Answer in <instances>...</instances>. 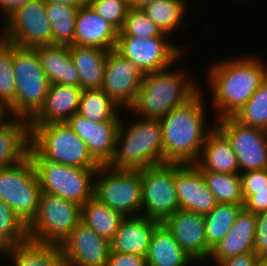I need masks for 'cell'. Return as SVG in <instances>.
<instances>
[{"mask_svg":"<svg viewBox=\"0 0 267 266\" xmlns=\"http://www.w3.org/2000/svg\"><path fill=\"white\" fill-rule=\"evenodd\" d=\"M261 60L244 55L212 64L208 86L218 114L216 119L233 117L266 80L267 66Z\"/></svg>","mask_w":267,"mask_h":266,"instance_id":"cell-1","label":"cell"},{"mask_svg":"<svg viewBox=\"0 0 267 266\" xmlns=\"http://www.w3.org/2000/svg\"><path fill=\"white\" fill-rule=\"evenodd\" d=\"M200 90L192 99L180 107L173 108L161 117L163 164L195 163L201 153L208 134L204 99ZM206 119V120H205Z\"/></svg>","mask_w":267,"mask_h":266,"instance_id":"cell-2","label":"cell"},{"mask_svg":"<svg viewBox=\"0 0 267 266\" xmlns=\"http://www.w3.org/2000/svg\"><path fill=\"white\" fill-rule=\"evenodd\" d=\"M168 68L144 74L128 111L143 116L141 119H160L173 108L187 103L200 91L194 79L186 77L185 72L169 71Z\"/></svg>","mask_w":267,"mask_h":266,"instance_id":"cell-3","label":"cell"},{"mask_svg":"<svg viewBox=\"0 0 267 266\" xmlns=\"http://www.w3.org/2000/svg\"><path fill=\"white\" fill-rule=\"evenodd\" d=\"M121 119L115 151L107 166L120 170H143L163 164V143L159 119L144 118L126 126Z\"/></svg>","mask_w":267,"mask_h":266,"instance_id":"cell-4","label":"cell"},{"mask_svg":"<svg viewBox=\"0 0 267 266\" xmlns=\"http://www.w3.org/2000/svg\"><path fill=\"white\" fill-rule=\"evenodd\" d=\"M42 192L84 205L94 196V179L98 169L62 165L42 156L31 144L29 153Z\"/></svg>","mask_w":267,"mask_h":266,"instance_id":"cell-5","label":"cell"},{"mask_svg":"<svg viewBox=\"0 0 267 266\" xmlns=\"http://www.w3.org/2000/svg\"><path fill=\"white\" fill-rule=\"evenodd\" d=\"M29 127L30 144L45 158L82 169L101 166L89 153L86 143L66 122Z\"/></svg>","mask_w":267,"mask_h":266,"instance_id":"cell-6","label":"cell"},{"mask_svg":"<svg viewBox=\"0 0 267 266\" xmlns=\"http://www.w3.org/2000/svg\"><path fill=\"white\" fill-rule=\"evenodd\" d=\"M13 70L16 80L14 117L30 120L42 107L50 82L35 48L14 44Z\"/></svg>","mask_w":267,"mask_h":266,"instance_id":"cell-7","label":"cell"},{"mask_svg":"<svg viewBox=\"0 0 267 266\" xmlns=\"http://www.w3.org/2000/svg\"><path fill=\"white\" fill-rule=\"evenodd\" d=\"M81 205L41 192L34 221L27 228L28 240L60 246L81 221Z\"/></svg>","mask_w":267,"mask_h":266,"instance_id":"cell-8","label":"cell"},{"mask_svg":"<svg viewBox=\"0 0 267 266\" xmlns=\"http://www.w3.org/2000/svg\"><path fill=\"white\" fill-rule=\"evenodd\" d=\"M41 192L29 156L17 165L0 169V200L14 210L15 217L26 229L34 221Z\"/></svg>","mask_w":267,"mask_h":266,"instance_id":"cell-9","label":"cell"},{"mask_svg":"<svg viewBox=\"0 0 267 266\" xmlns=\"http://www.w3.org/2000/svg\"><path fill=\"white\" fill-rule=\"evenodd\" d=\"M94 197L125 217L141 215V170L101 165L94 178Z\"/></svg>","mask_w":267,"mask_h":266,"instance_id":"cell-10","label":"cell"},{"mask_svg":"<svg viewBox=\"0 0 267 266\" xmlns=\"http://www.w3.org/2000/svg\"><path fill=\"white\" fill-rule=\"evenodd\" d=\"M4 24L2 38L10 43L25 48L52 45L51 24L42 0H31L18 7Z\"/></svg>","mask_w":267,"mask_h":266,"instance_id":"cell-11","label":"cell"},{"mask_svg":"<svg viewBox=\"0 0 267 266\" xmlns=\"http://www.w3.org/2000/svg\"><path fill=\"white\" fill-rule=\"evenodd\" d=\"M141 183L142 216L162 222L179 210L175 186V163H164L141 170Z\"/></svg>","mask_w":267,"mask_h":266,"instance_id":"cell-12","label":"cell"},{"mask_svg":"<svg viewBox=\"0 0 267 266\" xmlns=\"http://www.w3.org/2000/svg\"><path fill=\"white\" fill-rule=\"evenodd\" d=\"M115 51L130 60L143 74L170 67L184 56L181 46L166 37H118Z\"/></svg>","mask_w":267,"mask_h":266,"instance_id":"cell-13","label":"cell"},{"mask_svg":"<svg viewBox=\"0 0 267 266\" xmlns=\"http://www.w3.org/2000/svg\"><path fill=\"white\" fill-rule=\"evenodd\" d=\"M215 126L231 142L239 174L267 168V131L245 126L233 117L218 119Z\"/></svg>","mask_w":267,"mask_h":266,"instance_id":"cell-14","label":"cell"},{"mask_svg":"<svg viewBox=\"0 0 267 266\" xmlns=\"http://www.w3.org/2000/svg\"><path fill=\"white\" fill-rule=\"evenodd\" d=\"M144 74L128 59L115 50L109 51L104 70L103 90L120 108L134 103Z\"/></svg>","mask_w":267,"mask_h":266,"instance_id":"cell-15","label":"cell"},{"mask_svg":"<svg viewBox=\"0 0 267 266\" xmlns=\"http://www.w3.org/2000/svg\"><path fill=\"white\" fill-rule=\"evenodd\" d=\"M66 266H107L110 242L80 221L59 246Z\"/></svg>","mask_w":267,"mask_h":266,"instance_id":"cell-16","label":"cell"},{"mask_svg":"<svg viewBox=\"0 0 267 266\" xmlns=\"http://www.w3.org/2000/svg\"><path fill=\"white\" fill-rule=\"evenodd\" d=\"M120 116L118 113L112 120L92 122L76 113L66 123L86 143L92 157L107 165L114 155Z\"/></svg>","mask_w":267,"mask_h":266,"instance_id":"cell-17","label":"cell"},{"mask_svg":"<svg viewBox=\"0 0 267 266\" xmlns=\"http://www.w3.org/2000/svg\"><path fill=\"white\" fill-rule=\"evenodd\" d=\"M175 186L179 209L205 215L217 205L200 169L194 163H175Z\"/></svg>","mask_w":267,"mask_h":266,"instance_id":"cell-18","label":"cell"},{"mask_svg":"<svg viewBox=\"0 0 267 266\" xmlns=\"http://www.w3.org/2000/svg\"><path fill=\"white\" fill-rule=\"evenodd\" d=\"M175 241L196 262L205 261V219L203 214L177 210L161 222Z\"/></svg>","mask_w":267,"mask_h":266,"instance_id":"cell-19","label":"cell"},{"mask_svg":"<svg viewBox=\"0 0 267 266\" xmlns=\"http://www.w3.org/2000/svg\"><path fill=\"white\" fill-rule=\"evenodd\" d=\"M118 30L99 16L89 4L78 8L74 45L115 50Z\"/></svg>","mask_w":267,"mask_h":266,"instance_id":"cell-20","label":"cell"},{"mask_svg":"<svg viewBox=\"0 0 267 266\" xmlns=\"http://www.w3.org/2000/svg\"><path fill=\"white\" fill-rule=\"evenodd\" d=\"M83 89L73 85L50 84L48 94L29 125L66 122L78 112Z\"/></svg>","mask_w":267,"mask_h":266,"instance_id":"cell-21","label":"cell"},{"mask_svg":"<svg viewBox=\"0 0 267 266\" xmlns=\"http://www.w3.org/2000/svg\"><path fill=\"white\" fill-rule=\"evenodd\" d=\"M160 223L142 215L125 217L110 241L111 252L146 257L152 233Z\"/></svg>","mask_w":267,"mask_h":266,"instance_id":"cell-22","label":"cell"},{"mask_svg":"<svg viewBox=\"0 0 267 266\" xmlns=\"http://www.w3.org/2000/svg\"><path fill=\"white\" fill-rule=\"evenodd\" d=\"M256 233L255 214L246 210H240L235 223L224 238L212 249L209 261H222L240 253L254 250Z\"/></svg>","mask_w":267,"mask_h":266,"instance_id":"cell-23","label":"cell"},{"mask_svg":"<svg viewBox=\"0 0 267 266\" xmlns=\"http://www.w3.org/2000/svg\"><path fill=\"white\" fill-rule=\"evenodd\" d=\"M194 164L200 171L239 174V166L231 142L216 126L208 134L200 156Z\"/></svg>","mask_w":267,"mask_h":266,"instance_id":"cell-24","label":"cell"},{"mask_svg":"<svg viewBox=\"0 0 267 266\" xmlns=\"http://www.w3.org/2000/svg\"><path fill=\"white\" fill-rule=\"evenodd\" d=\"M35 49L50 84L73 85L80 88V75L71 59L69 46L46 45Z\"/></svg>","mask_w":267,"mask_h":266,"instance_id":"cell-25","label":"cell"},{"mask_svg":"<svg viewBox=\"0 0 267 266\" xmlns=\"http://www.w3.org/2000/svg\"><path fill=\"white\" fill-rule=\"evenodd\" d=\"M12 119L0 128V169L21 163L29 153V120Z\"/></svg>","mask_w":267,"mask_h":266,"instance_id":"cell-26","label":"cell"},{"mask_svg":"<svg viewBox=\"0 0 267 266\" xmlns=\"http://www.w3.org/2000/svg\"><path fill=\"white\" fill-rule=\"evenodd\" d=\"M69 53L80 75V88L83 90L100 89L109 51L73 44L69 46Z\"/></svg>","mask_w":267,"mask_h":266,"instance_id":"cell-27","label":"cell"},{"mask_svg":"<svg viewBox=\"0 0 267 266\" xmlns=\"http://www.w3.org/2000/svg\"><path fill=\"white\" fill-rule=\"evenodd\" d=\"M146 260L147 266H189L195 262L162 223L152 233Z\"/></svg>","mask_w":267,"mask_h":266,"instance_id":"cell-28","label":"cell"},{"mask_svg":"<svg viewBox=\"0 0 267 266\" xmlns=\"http://www.w3.org/2000/svg\"><path fill=\"white\" fill-rule=\"evenodd\" d=\"M2 254H8L14 266H66L61 248L57 245L28 240L5 250Z\"/></svg>","mask_w":267,"mask_h":266,"instance_id":"cell-29","label":"cell"},{"mask_svg":"<svg viewBox=\"0 0 267 266\" xmlns=\"http://www.w3.org/2000/svg\"><path fill=\"white\" fill-rule=\"evenodd\" d=\"M124 218L120 212L111 209L94 196L81 207V221L109 242Z\"/></svg>","mask_w":267,"mask_h":266,"instance_id":"cell-30","label":"cell"},{"mask_svg":"<svg viewBox=\"0 0 267 266\" xmlns=\"http://www.w3.org/2000/svg\"><path fill=\"white\" fill-rule=\"evenodd\" d=\"M244 204L217 203L215 208L204 215L205 219V260L212 249L229 232Z\"/></svg>","mask_w":267,"mask_h":266,"instance_id":"cell-31","label":"cell"},{"mask_svg":"<svg viewBox=\"0 0 267 266\" xmlns=\"http://www.w3.org/2000/svg\"><path fill=\"white\" fill-rule=\"evenodd\" d=\"M46 10L52 29V45H73L78 8L67 4L47 3Z\"/></svg>","mask_w":267,"mask_h":266,"instance_id":"cell-32","label":"cell"},{"mask_svg":"<svg viewBox=\"0 0 267 266\" xmlns=\"http://www.w3.org/2000/svg\"><path fill=\"white\" fill-rule=\"evenodd\" d=\"M186 8L184 0H159L145 6L143 11L162 33L169 35L184 21Z\"/></svg>","mask_w":267,"mask_h":266,"instance_id":"cell-33","label":"cell"},{"mask_svg":"<svg viewBox=\"0 0 267 266\" xmlns=\"http://www.w3.org/2000/svg\"><path fill=\"white\" fill-rule=\"evenodd\" d=\"M119 107L101 89L83 90L77 114L91 120L102 122L112 120Z\"/></svg>","mask_w":267,"mask_h":266,"instance_id":"cell-34","label":"cell"},{"mask_svg":"<svg viewBox=\"0 0 267 266\" xmlns=\"http://www.w3.org/2000/svg\"><path fill=\"white\" fill-rule=\"evenodd\" d=\"M207 187L217 203L244 204L239 174L201 171Z\"/></svg>","mask_w":267,"mask_h":266,"instance_id":"cell-35","label":"cell"},{"mask_svg":"<svg viewBox=\"0 0 267 266\" xmlns=\"http://www.w3.org/2000/svg\"><path fill=\"white\" fill-rule=\"evenodd\" d=\"M233 118L245 126L267 131V78Z\"/></svg>","mask_w":267,"mask_h":266,"instance_id":"cell-36","label":"cell"},{"mask_svg":"<svg viewBox=\"0 0 267 266\" xmlns=\"http://www.w3.org/2000/svg\"><path fill=\"white\" fill-rule=\"evenodd\" d=\"M14 44L3 38L0 40V100L3 101L14 117L16 80L13 70Z\"/></svg>","mask_w":267,"mask_h":266,"instance_id":"cell-37","label":"cell"},{"mask_svg":"<svg viewBox=\"0 0 267 266\" xmlns=\"http://www.w3.org/2000/svg\"><path fill=\"white\" fill-rule=\"evenodd\" d=\"M28 241L27 229L15 217L14 210L0 200V255Z\"/></svg>","mask_w":267,"mask_h":266,"instance_id":"cell-38","label":"cell"},{"mask_svg":"<svg viewBox=\"0 0 267 266\" xmlns=\"http://www.w3.org/2000/svg\"><path fill=\"white\" fill-rule=\"evenodd\" d=\"M167 34L153 23V21L146 15L143 9L129 8L124 26L118 32V37H167Z\"/></svg>","mask_w":267,"mask_h":266,"instance_id":"cell-39","label":"cell"},{"mask_svg":"<svg viewBox=\"0 0 267 266\" xmlns=\"http://www.w3.org/2000/svg\"><path fill=\"white\" fill-rule=\"evenodd\" d=\"M89 5L118 31L122 30L129 9L128 0H93Z\"/></svg>","mask_w":267,"mask_h":266,"instance_id":"cell-40","label":"cell"},{"mask_svg":"<svg viewBox=\"0 0 267 266\" xmlns=\"http://www.w3.org/2000/svg\"><path fill=\"white\" fill-rule=\"evenodd\" d=\"M241 192L244 202L253 195V190L267 189V168L240 173Z\"/></svg>","mask_w":267,"mask_h":266,"instance_id":"cell-41","label":"cell"},{"mask_svg":"<svg viewBox=\"0 0 267 266\" xmlns=\"http://www.w3.org/2000/svg\"><path fill=\"white\" fill-rule=\"evenodd\" d=\"M256 233L254 252L259 258H267V211L255 214Z\"/></svg>","mask_w":267,"mask_h":266,"instance_id":"cell-42","label":"cell"},{"mask_svg":"<svg viewBox=\"0 0 267 266\" xmlns=\"http://www.w3.org/2000/svg\"><path fill=\"white\" fill-rule=\"evenodd\" d=\"M107 266H147V260L144 256L110 252Z\"/></svg>","mask_w":267,"mask_h":266,"instance_id":"cell-43","label":"cell"},{"mask_svg":"<svg viewBox=\"0 0 267 266\" xmlns=\"http://www.w3.org/2000/svg\"><path fill=\"white\" fill-rule=\"evenodd\" d=\"M243 207L254 214L267 211V189L253 190Z\"/></svg>","mask_w":267,"mask_h":266,"instance_id":"cell-44","label":"cell"},{"mask_svg":"<svg viewBox=\"0 0 267 266\" xmlns=\"http://www.w3.org/2000/svg\"><path fill=\"white\" fill-rule=\"evenodd\" d=\"M258 259L259 257L256 253L254 251H250L240 253L215 263H217L216 266H255Z\"/></svg>","mask_w":267,"mask_h":266,"instance_id":"cell-45","label":"cell"},{"mask_svg":"<svg viewBox=\"0 0 267 266\" xmlns=\"http://www.w3.org/2000/svg\"><path fill=\"white\" fill-rule=\"evenodd\" d=\"M31 0H0V9L3 12L4 18L8 17L18 7L23 6Z\"/></svg>","mask_w":267,"mask_h":266,"instance_id":"cell-46","label":"cell"},{"mask_svg":"<svg viewBox=\"0 0 267 266\" xmlns=\"http://www.w3.org/2000/svg\"><path fill=\"white\" fill-rule=\"evenodd\" d=\"M8 113H11L9 107L3 101L0 100V128L10 121V118L7 115Z\"/></svg>","mask_w":267,"mask_h":266,"instance_id":"cell-47","label":"cell"},{"mask_svg":"<svg viewBox=\"0 0 267 266\" xmlns=\"http://www.w3.org/2000/svg\"><path fill=\"white\" fill-rule=\"evenodd\" d=\"M42 1H44L46 4L47 3L67 4L75 8H80L84 5L82 0H42Z\"/></svg>","mask_w":267,"mask_h":266,"instance_id":"cell-48","label":"cell"},{"mask_svg":"<svg viewBox=\"0 0 267 266\" xmlns=\"http://www.w3.org/2000/svg\"><path fill=\"white\" fill-rule=\"evenodd\" d=\"M159 0H128L129 8L143 9L145 6Z\"/></svg>","mask_w":267,"mask_h":266,"instance_id":"cell-49","label":"cell"},{"mask_svg":"<svg viewBox=\"0 0 267 266\" xmlns=\"http://www.w3.org/2000/svg\"><path fill=\"white\" fill-rule=\"evenodd\" d=\"M255 266H267V258H259L256 261Z\"/></svg>","mask_w":267,"mask_h":266,"instance_id":"cell-50","label":"cell"},{"mask_svg":"<svg viewBox=\"0 0 267 266\" xmlns=\"http://www.w3.org/2000/svg\"><path fill=\"white\" fill-rule=\"evenodd\" d=\"M84 4H89L93 0H82Z\"/></svg>","mask_w":267,"mask_h":266,"instance_id":"cell-51","label":"cell"}]
</instances>
